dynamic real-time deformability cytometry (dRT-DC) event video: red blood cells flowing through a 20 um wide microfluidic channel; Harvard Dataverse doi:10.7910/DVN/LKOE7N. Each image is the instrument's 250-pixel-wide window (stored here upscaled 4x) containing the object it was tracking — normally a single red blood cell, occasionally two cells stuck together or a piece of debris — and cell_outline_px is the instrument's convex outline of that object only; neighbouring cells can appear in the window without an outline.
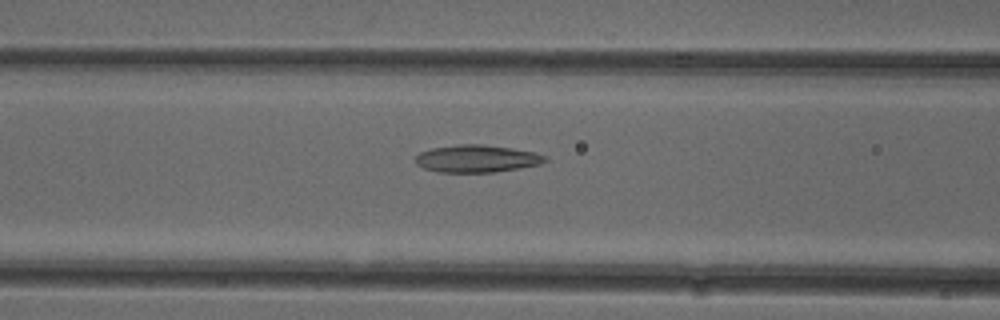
{"species": "common noctule bat (a hibernating species)", "species_latin": "Nyctalus noctula", "temperature_condition": "cold", "stored_images_in_passage": 50, "camera_frame_rate_fps": 3000, "um_per_image_px": 0.085, "animal": {"sex": "female"}, "frame": {"image": 1, "passage_image": 19, "time_ms": 6.0, "image_size_px": [1000, 320], "cell_outline_px": [[548, 160], [540, 164], [520, 168], [492, 172], [440, 172], [424, 168], [416, 164], [416, 156], [420, 152], [432, 148], [456, 144], [484, 144], [512, 148], [536, 152], [548, 156]], "centroid_in_image_um": [40.56, 13.47], "position_along_channel_um": 126.0, "area_um2": 20.81}}
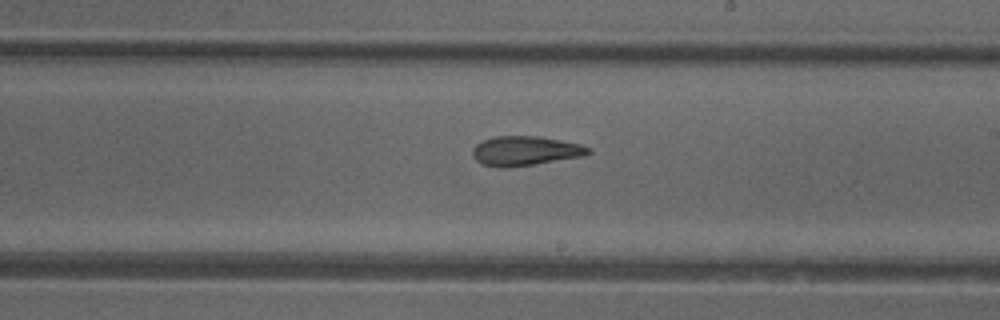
{"frame": {"image": 2, "passage_image": 28, "time_ms": 9.0, "image_size_px": [1000, 320], "cell_outline_px": [[592, 152], [584, 156], [508, 168], [500, 168], [480, 164], [472, 156], [472, 148], [476, 144], [484, 140], [496, 136], [540, 136], [580, 144], [592, 148]], "centroid_in_image_um": [44.63, 12.83], "position_along_channel_um": 244.4, "area_um2": 20.06}}
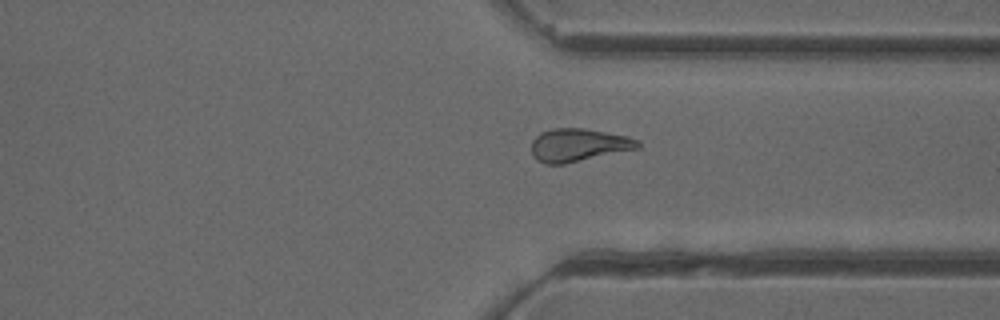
{"frame": {"image": 3, "passage_image": 37, "time_ms": 12.0, "image_size_px": [1000, 320], "cell_outline_px": [[640, 148], [564, 164], [544, 164], [536, 160], [532, 156], [532, 140], [540, 132], [552, 128], [584, 128], [628, 136], [640, 140]], "centroid_in_image_um": [49.16, 12.33], "position_along_channel_um": 362.2, "area_um2": 20.63}, "authors_computed_cell_mechanics": {"area_um2": 20.8369, "velocity_mm_per_s": 3.9422, "shape_relaxation_time_tau1_ms": null, "shape_relaxation_time_tau2_ms": 5.4037, "deformation_change_tau1": null, "deformation_change_tau2": 0.1514}}